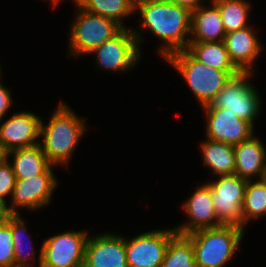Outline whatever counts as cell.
Returning a JSON list of instances; mask_svg holds the SVG:
<instances>
[{
    "label": "cell",
    "instance_id": "7c38bea8",
    "mask_svg": "<svg viewBox=\"0 0 266 267\" xmlns=\"http://www.w3.org/2000/svg\"><path fill=\"white\" fill-rule=\"evenodd\" d=\"M206 115V138L236 145L254 135V126L227 108H202Z\"/></svg>",
    "mask_w": 266,
    "mask_h": 267
},
{
    "label": "cell",
    "instance_id": "5b68a950",
    "mask_svg": "<svg viewBox=\"0 0 266 267\" xmlns=\"http://www.w3.org/2000/svg\"><path fill=\"white\" fill-rule=\"evenodd\" d=\"M76 16L71 22L69 35V54L79 57L90 55L105 41L115 36L123 27L115 20L101 15L91 14L76 3Z\"/></svg>",
    "mask_w": 266,
    "mask_h": 267
},
{
    "label": "cell",
    "instance_id": "9a60e30c",
    "mask_svg": "<svg viewBox=\"0 0 266 267\" xmlns=\"http://www.w3.org/2000/svg\"><path fill=\"white\" fill-rule=\"evenodd\" d=\"M83 267H128L125 237L106 232L89 236Z\"/></svg>",
    "mask_w": 266,
    "mask_h": 267
},
{
    "label": "cell",
    "instance_id": "3957f363",
    "mask_svg": "<svg viewBox=\"0 0 266 267\" xmlns=\"http://www.w3.org/2000/svg\"><path fill=\"white\" fill-rule=\"evenodd\" d=\"M164 60L179 72L201 107L210 104L231 77L241 72L222 71L206 66L196 60L186 49L176 51Z\"/></svg>",
    "mask_w": 266,
    "mask_h": 267
},
{
    "label": "cell",
    "instance_id": "e575fe53",
    "mask_svg": "<svg viewBox=\"0 0 266 267\" xmlns=\"http://www.w3.org/2000/svg\"><path fill=\"white\" fill-rule=\"evenodd\" d=\"M147 1H158V0H133L134 5L147 2Z\"/></svg>",
    "mask_w": 266,
    "mask_h": 267
},
{
    "label": "cell",
    "instance_id": "277c9868",
    "mask_svg": "<svg viewBox=\"0 0 266 267\" xmlns=\"http://www.w3.org/2000/svg\"><path fill=\"white\" fill-rule=\"evenodd\" d=\"M245 229L221 225L200 229L185 235L194 248L198 267H225L233 259L244 236Z\"/></svg>",
    "mask_w": 266,
    "mask_h": 267
},
{
    "label": "cell",
    "instance_id": "7a4b0ae2",
    "mask_svg": "<svg viewBox=\"0 0 266 267\" xmlns=\"http://www.w3.org/2000/svg\"><path fill=\"white\" fill-rule=\"evenodd\" d=\"M56 108L47 126L41 120L40 138L43 139L39 143L53 165L69 166L78 142L87 131V124L61 100Z\"/></svg>",
    "mask_w": 266,
    "mask_h": 267
},
{
    "label": "cell",
    "instance_id": "52a82bcc",
    "mask_svg": "<svg viewBox=\"0 0 266 267\" xmlns=\"http://www.w3.org/2000/svg\"><path fill=\"white\" fill-rule=\"evenodd\" d=\"M138 30L123 27L115 36L105 41L90 55H95L96 65L103 70L126 72L135 68L140 60V43L143 38ZM139 59V60H138Z\"/></svg>",
    "mask_w": 266,
    "mask_h": 267
},
{
    "label": "cell",
    "instance_id": "2e32d148",
    "mask_svg": "<svg viewBox=\"0 0 266 267\" xmlns=\"http://www.w3.org/2000/svg\"><path fill=\"white\" fill-rule=\"evenodd\" d=\"M252 25L227 33L224 43L233 64L241 72H252L255 60L262 52V43Z\"/></svg>",
    "mask_w": 266,
    "mask_h": 267
},
{
    "label": "cell",
    "instance_id": "d6a6232c",
    "mask_svg": "<svg viewBox=\"0 0 266 267\" xmlns=\"http://www.w3.org/2000/svg\"><path fill=\"white\" fill-rule=\"evenodd\" d=\"M258 180L262 183V185L266 189V164H265V167L262 170V172H261L260 177H259Z\"/></svg>",
    "mask_w": 266,
    "mask_h": 267
},
{
    "label": "cell",
    "instance_id": "484cf974",
    "mask_svg": "<svg viewBox=\"0 0 266 267\" xmlns=\"http://www.w3.org/2000/svg\"><path fill=\"white\" fill-rule=\"evenodd\" d=\"M161 267H198L192 242L185 235L170 240Z\"/></svg>",
    "mask_w": 266,
    "mask_h": 267
},
{
    "label": "cell",
    "instance_id": "d4e9b609",
    "mask_svg": "<svg viewBox=\"0 0 266 267\" xmlns=\"http://www.w3.org/2000/svg\"><path fill=\"white\" fill-rule=\"evenodd\" d=\"M26 222L23 220L21 214H11V234L13 239V249H14V266L15 267H35L33 264L34 262H30L31 259L33 261V258L35 256V249L32 244V240L27 237V240L29 241L27 243L28 246H25L24 239L27 232L26 228ZM24 237V238H23ZM26 240V242H27ZM31 243V244H30ZM30 245L32 247H30ZM28 247V249L24 248ZM29 250V251H27ZM30 262V263H29Z\"/></svg>",
    "mask_w": 266,
    "mask_h": 267
},
{
    "label": "cell",
    "instance_id": "83f0119b",
    "mask_svg": "<svg viewBox=\"0 0 266 267\" xmlns=\"http://www.w3.org/2000/svg\"><path fill=\"white\" fill-rule=\"evenodd\" d=\"M16 184V176L13 168L7 159L0 165V198L7 202L6 196H12Z\"/></svg>",
    "mask_w": 266,
    "mask_h": 267
},
{
    "label": "cell",
    "instance_id": "7402d4cb",
    "mask_svg": "<svg viewBox=\"0 0 266 267\" xmlns=\"http://www.w3.org/2000/svg\"><path fill=\"white\" fill-rule=\"evenodd\" d=\"M85 11L115 20L122 27L123 20L135 13L133 0H73Z\"/></svg>",
    "mask_w": 266,
    "mask_h": 267
},
{
    "label": "cell",
    "instance_id": "1f68e13d",
    "mask_svg": "<svg viewBox=\"0 0 266 267\" xmlns=\"http://www.w3.org/2000/svg\"><path fill=\"white\" fill-rule=\"evenodd\" d=\"M7 160V151L0 144V165L3 164Z\"/></svg>",
    "mask_w": 266,
    "mask_h": 267
},
{
    "label": "cell",
    "instance_id": "4fadbf2b",
    "mask_svg": "<svg viewBox=\"0 0 266 267\" xmlns=\"http://www.w3.org/2000/svg\"><path fill=\"white\" fill-rule=\"evenodd\" d=\"M190 197L182 203L184 213L188 218L187 223H180L174 229L177 234L187 235L200 229L219 227L216 210L213 205V199L210 186L202 184L198 186Z\"/></svg>",
    "mask_w": 266,
    "mask_h": 267
},
{
    "label": "cell",
    "instance_id": "44dd1931",
    "mask_svg": "<svg viewBox=\"0 0 266 267\" xmlns=\"http://www.w3.org/2000/svg\"><path fill=\"white\" fill-rule=\"evenodd\" d=\"M186 50L206 66L222 71H240L231 61L224 41L189 42Z\"/></svg>",
    "mask_w": 266,
    "mask_h": 267
},
{
    "label": "cell",
    "instance_id": "ffe728a7",
    "mask_svg": "<svg viewBox=\"0 0 266 267\" xmlns=\"http://www.w3.org/2000/svg\"><path fill=\"white\" fill-rule=\"evenodd\" d=\"M200 145L203 165L210 168L214 176L233 175L235 173L234 145L209 139Z\"/></svg>",
    "mask_w": 266,
    "mask_h": 267
},
{
    "label": "cell",
    "instance_id": "cb8c5ba5",
    "mask_svg": "<svg viewBox=\"0 0 266 267\" xmlns=\"http://www.w3.org/2000/svg\"><path fill=\"white\" fill-rule=\"evenodd\" d=\"M263 215L266 216V189L259 180H248L242 205V228L246 229L249 220H258Z\"/></svg>",
    "mask_w": 266,
    "mask_h": 267
},
{
    "label": "cell",
    "instance_id": "ba28073f",
    "mask_svg": "<svg viewBox=\"0 0 266 267\" xmlns=\"http://www.w3.org/2000/svg\"><path fill=\"white\" fill-rule=\"evenodd\" d=\"M88 231L63 232L49 236L42 243L38 256L41 267H83Z\"/></svg>",
    "mask_w": 266,
    "mask_h": 267
},
{
    "label": "cell",
    "instance_id": "4dcf8cb0",
    "mask_svg": "<svg viewBox=\"0 0 266 267\" xmlns=\"http://www.w3.org/2000/svg\"><path fill=\"white\" fill-rule=\"evenodd\" d=\"M11 214L8 211L7 203L0 198V224L7 221Z\"/></svg>",
    "mask_w": 266,
    "mask_h": 267
},
{
    "label": "cell",
    "instance_id": "603a6c76",
    "mask_svg": "<svg viewBox=\"0 0 266 267\" xmlns=\"http://www.w3.org/2000/svg\"><path fill=\"white\" fill-rule=\"evenodd\" d=\"M219 9L225 33L244 29L248 24L251 3L246 0H211Z\"/></svg>",
    "mask_w": 266,
    "mask_h": 267
},
{
    "label": "cell",
    "instance_id": "30bf717a",
    "mask_svg": "<svg viewBox=\"0 0 266 267\" xmlns=\"http://www.w3.org/2000/svg\"><path fill=\"white\" fill-rule=\"evenodd\" d=\"M176 234L174 228L155 229L125 238L128 267H161L168 244Z\"/></svg>",
    "mask_w": 266,
    "mask_h": 267
},
{
    "label": "cell",
    "instance_id": "d6986e66",
    "mask_svg": "<svg viewBox=\"0 0 266 267\" xmlns=\"http://www.w3.org/2000/svg\"><path fill=\"white\" fill-rule=\"evenodd\" d=\"M16 179H25L45 173L53 164L45 156L40 143L7 152V159ZM12 161V162H11Z\"/></svg>",
    "mask_w": 266,
    "mask_h": 267
},
{
    "label": "cell",
    "instance_id": "f546056e",
    "mask_svg": "<svg viewBox=\"0 0 266 267\" xmlns=\"http://www.w3.org/2000/svg\"><path fill=\"white\" fill-rule=\"evenodd\" d=\"M172 1L182 7H185L187 9H189L191 12L194 11L195 9H197L198 7H200L201 5H203V2H205V0H169Z\"/></svg>",
    "mask_w": 266,
    "mask_h": 267
},
{
    "label": "cell",
    "instance_id": "f1b7e54d",
    "mask_svg": "<svg viewBox=\"0 0 266 267\" xmlns=\"http://www.w3.org/2000/svg\"><path fill=\"white\" fill-rule=\"evenodd\" d=\"M11 97L10 90L0 82V122L12 107L11 105L13 104L14 100Z\"/></svg>",
    "mask_w": 266,
    "mask_h": 267
},
{
    "label": "cell",
    "instance_id": "6da1fadb",
    "mask_svg": "<svg viewBox=\"0 0 266 267\" xmlns=\"http://www.w3.org/2000/svg\"><path fill=\"white\" fill-rule=\"evenodd\" d=\"M140 13L138 28H145L163 41L159 55L164 59L170 54L185 50L190 41L192 12L169 0L147 1L135 5Z\"/></svg>",
    "mask_w": 266,
    "mask_h": 267
},
{
    "label": "cell",
    "instance_id": "e0dca14e",
    "mask_svg": "<svg viewBox=\"0 0 266 267\" xmlns=\"http://www.w3.org/2000/svg\"><path fill=\"white\" fill-rule=\"evenodd\" d=\"M235 175L246 180L260 177L266 164V148L259 137L254 135L234 145ZM254 176V177H253Z\"/></svg>",
    "mask_w": 266,
    "mask_h": 267
},
{
    "label": "cell",
    "instance_id": "8992f818",
    "mask_svg": "<svg viewBox=\"0 0 266 267\" xmlns=\"http://www.w3.org/2000/svg\"><path fill=\"white\" fill-rule=\"evenodd\" d=\"M253 72H240L232 76L223 89L215 96L210 104L202 108H227L239 118L250 122L254 121L260 113V94L256 87L249 82Z\"/></svg>",
    "mask_w": 266,
    "mask_h": 267
},
{
    "label": "cell",
    "instance_id": "5bb4252c",
    "mask_svg": "<svg viewBox=\"0 0 266 267\" xmlns=\"http://www.w3.org/2000/svg\"><path fill=\"white\" fill-rule=\"evenodd\" d=\"M41 120L40 116L27 111L12 114L0 124V144L7 152L38 144Z\"/></svg>",
    "mask_w": 266,
    "mask_h": 267
},
{
    "label": "cell",
    "instance_id": "4316f807",
    "mask_svg": "<svg viewBox=\"0 0 266 267\" xmlns=\"http://www.w3.org/2000/svg\"><path fill=\"white\" fill-rule=\"evenodd\" d=\"M0 267H14L11 215L7 221L0 224Z\"/></svg>",
    "mask_w": 266,
    "mask_h": 267
},
{
    "label": "cell",
    "instance_id": "9c48e42d",
    "mask_svg": "<svg viewBox=\"0 0 266 267\" xmlns=\"http://www.w3.org/2000/svg\"><path fill=\"white\" fill-rule=\"evenodd\" d=\"M248 180L239 176H218L214 181L206 182L211 188L213 205L219 222L242 228V205Z\"/></svg>",
    "mask_w": 266,
    "mask_h": 267
},
{
    "label": "cell",
    "instance_id": "8fae6325",
    "mask_svg": "<svg viewBox=\"0 0 266 267\" xmlns=\"http://www.w3.org/2000/svg\"><path fill=\"white\" fill-rule=\"evenodd\" d=\"M51 166L45 173L25 179H16V184L7 205L10 214H20L17 209L36 211L50 204L58 183Z\"/></svg>",
    "mask_w": 266,
    "mask_h": 267
},
{
    "label": "cell",
    "instance_id": "836d02e7",
    "mask_svg": "<svg viewBox=\"0 0 266 267\" xmlns=\"http://www.w3.org/2000/svg\"><path fill=\"white\" fill-rule=\"evenodd\" d=\"M47 1V0H46ZM63 0H50V3H52L51 5H53L55 8L60 2H62Z\"/></svg>",
    "mask_w": 266,
    "mask_h": 267
},
{
    "label": "cell",
    "instance_id": "ac0fdd59",
    "mask_svg": "<svg viewBox=\"0 0 266 267\" xmlns=\"http://www.w3.org/2000/svg\"><path fill=\"white\" fill-rule=\"evenodd\" d=\"M201 5L191 14V32L189 42L224 41L225 29L218 7Z\"/></svg>",
    "mask_w": 266,
    "mask_h": 267
}]
</instances>
